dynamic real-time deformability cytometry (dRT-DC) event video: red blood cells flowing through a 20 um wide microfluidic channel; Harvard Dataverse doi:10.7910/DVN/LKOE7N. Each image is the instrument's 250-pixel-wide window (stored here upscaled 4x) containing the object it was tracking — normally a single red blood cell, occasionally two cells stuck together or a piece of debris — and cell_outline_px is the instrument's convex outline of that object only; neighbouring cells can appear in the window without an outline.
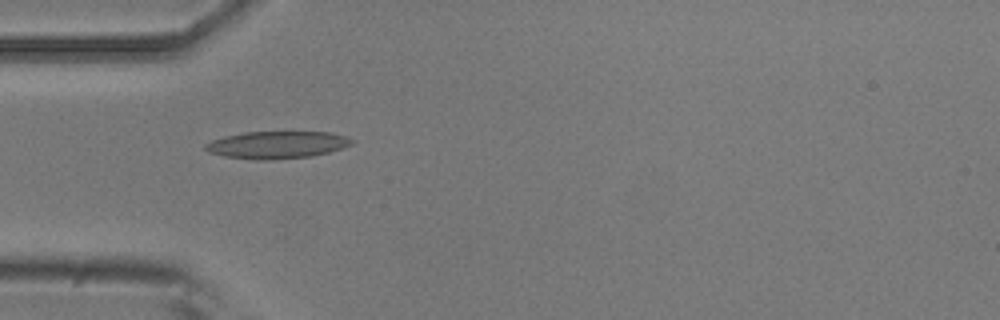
{"species": "common noctule bat (a hibernating species)", "species_latin": "Nyctalus noctula", "temperature_condition": "room temperature", "stored_images_in_passage": 6, "camera_frame_rate_fps": 3000, "um_per_image_px": 0.085, "animal": {"sex": "male", "body_mass_g": 20.5, "forearm_length_mm": 52.5}, "frame": {"image": 1, "passage_image": 5, "time_ms": 4.667, "image_size_px": [1000, 320], "cell_outline_px": [[356, 140], [352, 144], [328, 152], [312, 156], [272, 160], [256, 160], [224, 156], [208, 152], [204, 148], [204, 144], [212, 140], [224, 136], [244, 132], [332, 132]], "centroid_in_image_um": [23.52, 12.31], "position_along_channel_um": 61.5, "area_um2": 23.35}}
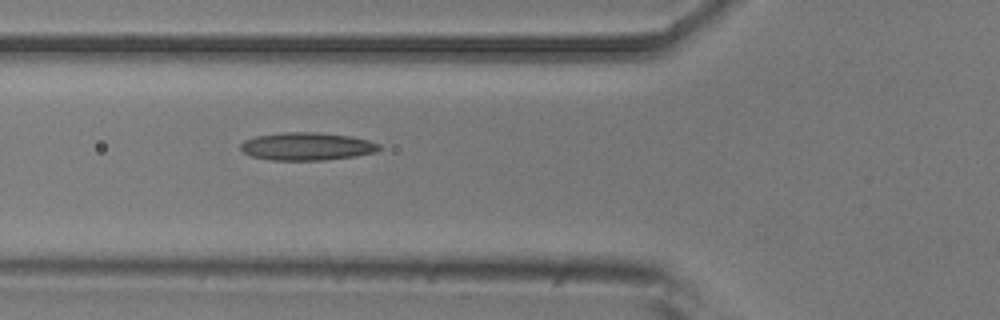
{"frame": {"image": 2, "passage_image": 6, "time_ms": 5.667, "image_size_px": [1000, 320], "cell_outline_px": [[384, 148], [376, 152], [356, 156], [324, 160], [272, 160], [252, 156], [244, 152], [240, 148], [240, 144], [244, 140], [256, 136], [284, 132], [316, 132], [352, 136], [368, 140], [380, 144]], "centroid_in_image_um": [26.13, 12.44], "position_along_channel_um": 99.7, "area_um2": 22.6}}